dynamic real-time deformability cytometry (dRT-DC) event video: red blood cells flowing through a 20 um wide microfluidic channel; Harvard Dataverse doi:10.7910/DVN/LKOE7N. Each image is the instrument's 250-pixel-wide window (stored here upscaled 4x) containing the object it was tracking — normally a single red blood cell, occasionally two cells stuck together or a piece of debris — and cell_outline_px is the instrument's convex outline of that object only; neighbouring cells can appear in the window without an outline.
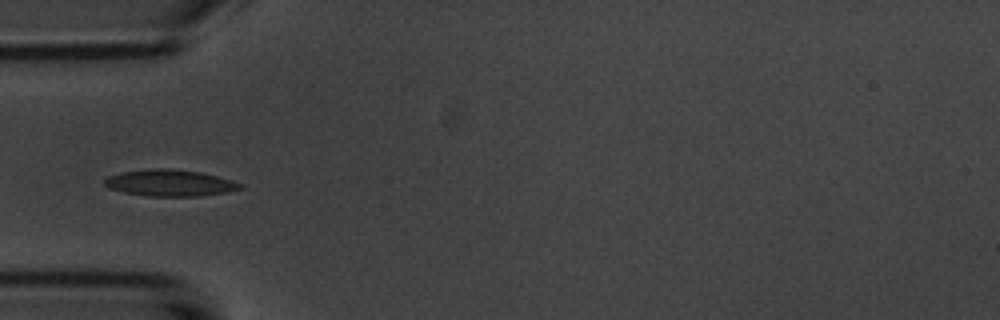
{"species": "common noctule bat (a hibernating species)", "species_latin": "Nyctalus noctula", "temperature_condition": "room temperature", "stored_images_in_passage": 4, "camera_frame_rate_fps": 3000, "um_per_image_px": 0.085, "animal": {"sex": "male", "body_mass_g": 20.1, "forearm_length_mm": 53.5}, "frame": {"image": 1, "passage_image": 4, "time_ms": 4.333, "image_size_px": [1000, 320], "cell_outline_px": [[244, 188], [224, 192], [200, 196], [148, 196], [124, 192], [108, 188], [104, 184], [104, 180], [108, 176], [124, 172], [152, 168], [168, 168], [200, 172], [232, 180], [244, 184]], "centroid_in_image_um": [14.45, 15.55], "position_along_channel_um": 70.5, "area_um2": 20.87}}